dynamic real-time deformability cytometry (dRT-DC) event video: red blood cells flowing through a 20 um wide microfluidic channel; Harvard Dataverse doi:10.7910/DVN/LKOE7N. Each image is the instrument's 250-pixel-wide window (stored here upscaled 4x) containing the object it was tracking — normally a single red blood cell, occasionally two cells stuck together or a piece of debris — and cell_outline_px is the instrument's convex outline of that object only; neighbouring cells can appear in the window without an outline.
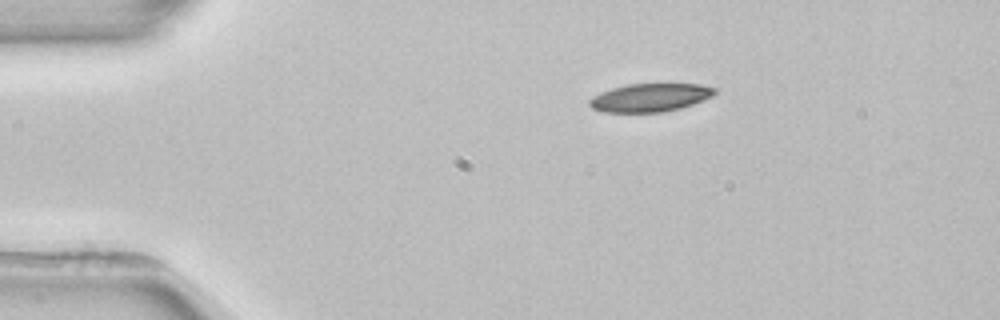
{"species": "common noctule bat (a hibernating species)", "species_latin": "Nyctalus noctula", "temperature_condition": "room temperature", "stored_images_in_passage": 3, "camera_frame_rate_fps": 3000, "um_per_image_px": 0.085, "animal": {"sex": "female", "body_mass_g": 22.7, "forearm_length_mm": 54.2}, "frame": {"image": 1, "passage_image": 1, "time_ms": 0.0, "image_size_px": [1000, 320], "cell_outline_px": [[716, 92], [712, 96], [692, 104], [680, 108], [664, 112], [604, 112], [592, 108], [588, 104], [588, 100], [592, 96], [600, 92], [612, 88], [628, 84], [700, 84], [716, 88]], "centroid_in_image_um": [55.22, 8.29], "position_along_channel_um": 29.8, "area_um2": 20.58}}